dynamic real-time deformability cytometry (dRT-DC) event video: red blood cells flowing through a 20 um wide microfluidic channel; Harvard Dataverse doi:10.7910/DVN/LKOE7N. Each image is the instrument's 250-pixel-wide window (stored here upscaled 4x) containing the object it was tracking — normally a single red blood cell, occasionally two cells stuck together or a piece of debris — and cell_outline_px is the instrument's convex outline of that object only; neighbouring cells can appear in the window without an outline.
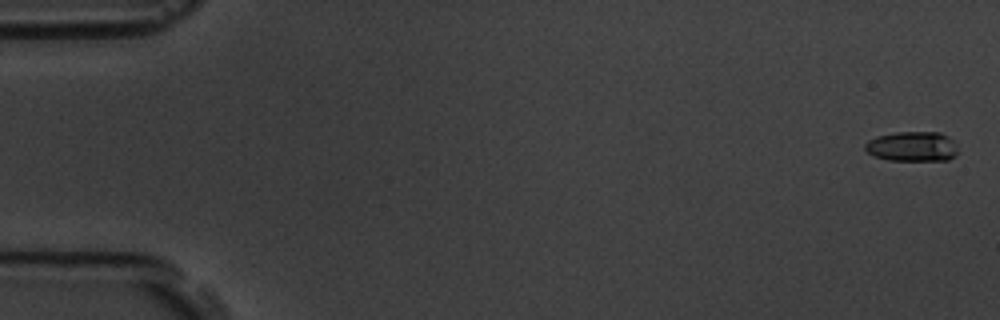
{"species": "common noctule bat (a hibernating species)", "species_latin": "Nyctalus noctula", "temperature_condition": "room temperature", "stored_images_in_passage": 6, "camera_frame_rate_fps": 3000, "um_per_image_px": 0.085, "animal": {"sex": "male", "body_mass_g": 19.5, "forearm_length_mm": 54.6}, "frame": {"image": 1, "passage_image": 1, "time_ms": 0.0, "image_size_px": [1000, 320], "cell_outline_px": [[956, 156], [948, 160], [888, 160], [872, 156], [864, 148], [864, 144], [868, 140], [876, 136], [896, 132], [940, 132], [948, 136], [952, 140], [956, 148]], "centroid_in_image_um": [77.51, 12.45], "position_along_channel_um": 7.5, "area_um2": 16.24}}
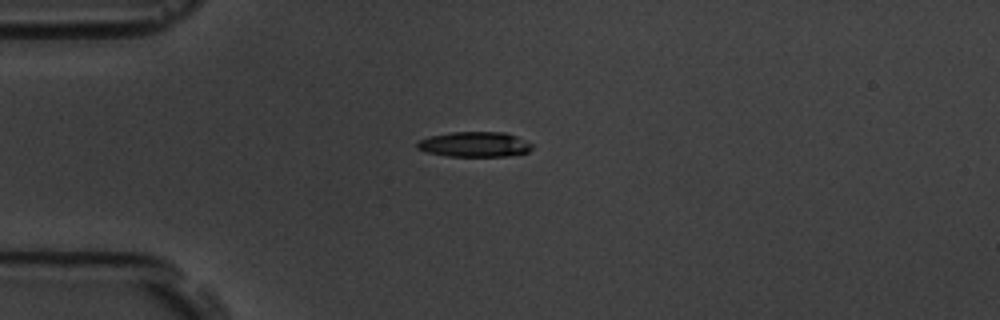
{"frame": {"image": 2, "passage_image": 5, "time_ms": 4.667, "image_size_px": [1000, 320], "cell_outline_px": [[532, 148], [528, 152], [508, 156], [444, 156], [428, 152], [416, 148], [416, 144], [420, 140], [428, 136], [452, 132], [504, 132], [516, 136], [532, 144]], "centroid_in_image_um": [40.32, 12.27], "position_along_channel_um": 44.7, "area_um2": 16.82}}